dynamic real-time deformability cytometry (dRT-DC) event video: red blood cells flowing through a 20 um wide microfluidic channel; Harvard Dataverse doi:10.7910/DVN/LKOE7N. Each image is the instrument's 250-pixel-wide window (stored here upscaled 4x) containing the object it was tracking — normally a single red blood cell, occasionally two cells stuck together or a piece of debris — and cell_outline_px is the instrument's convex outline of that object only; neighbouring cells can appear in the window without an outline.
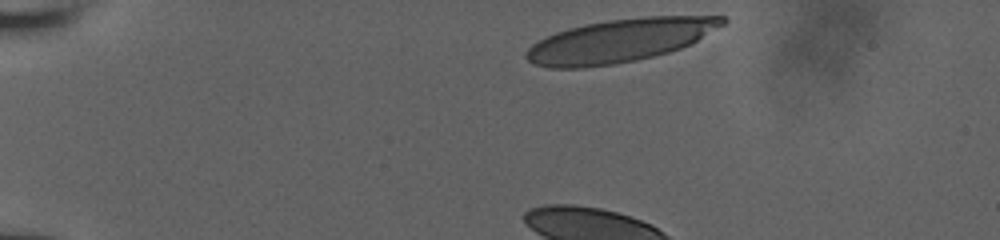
{"species": "human", "species_latin": "Homo sapiens", "temperature_condition": "room temperature", "stored_images_in_passage": 37, "camera_frame_rate_fps": 3000, "um_per_image_px": 0.085, "donor": {"sex": "male"}, "frame": {"image": 1, "passage_image": 1, "time_ms": 0.0, "image_size_px": [1000, 240], "cell_outline_px": [[728, 20], [724, 24], [696, 40], [680, 48], [668, 52], [636, 60], [616, 64], [584, 68], [548, 68], [532, 64], [524, 56], [524, 52], [532, 44], [556, 32], [568, 28], [584, 24], [608, 20], [644, 16], [724, 16]], "centroid_in_image_um": [52.63, 3.45], "position_along_channel_um": 32.4, "area_um2": 49.25}}